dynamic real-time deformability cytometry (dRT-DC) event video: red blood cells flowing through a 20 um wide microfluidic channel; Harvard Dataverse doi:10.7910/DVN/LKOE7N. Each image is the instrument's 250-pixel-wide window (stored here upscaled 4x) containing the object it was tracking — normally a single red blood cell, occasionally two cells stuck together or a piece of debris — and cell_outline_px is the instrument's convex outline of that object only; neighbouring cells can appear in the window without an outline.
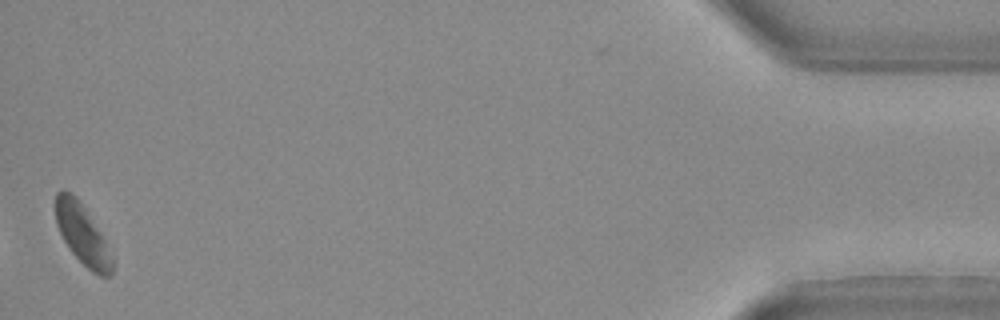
{"species": "Egyptian fruit bat (a non-hibernating species)", "species_latin": "Rousettus aegyptiacus", "temperature_condition": "warm", "stored_images_in_passage": 23, "camera_frame_rate_fps": 3000, "um_per_image_px": 0.085, "animal": {"sex": "female"}, "frame": {"image": 1, "passage_image": 23, "time_ms": 7.333, "image_size_px": [1000, 320], "cell_outline_px": [[112, 276], [100, 276], [92, 272], [68, 248], [56, 224], [56, 192], [72, 192], [80, 200], [104, 240], [112, 260]], "centroid_in_image_um": [6.98, 19.92], "position_along_channel_um": 428.2, "area_um2": 19.19}}